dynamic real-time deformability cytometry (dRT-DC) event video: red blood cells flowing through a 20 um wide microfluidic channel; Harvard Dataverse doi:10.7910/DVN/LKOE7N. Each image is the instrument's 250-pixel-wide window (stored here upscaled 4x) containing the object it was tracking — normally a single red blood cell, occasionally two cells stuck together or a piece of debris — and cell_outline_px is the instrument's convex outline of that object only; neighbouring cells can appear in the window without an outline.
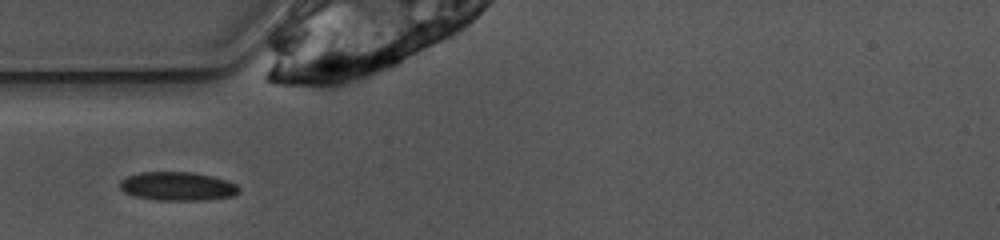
{"species": "common noctule bat (a hibernating species)", "species_latin": "Nyctalus noctula", "temperature_condition": "warm", "stored_images_in_passage": 26, "camera_frame_rate_fps": 3000, "um_per_image_px": 0.085, "animal": {"sex": "female", "body_mass_g": 10.0, "forearm_length_mm": 53.1}, "frame": {"image": 1, "passage_image": 2, "time_ms": 0.333, "image_size_px": [1000, 240], "cell_outline_px": [[240, 192], [232, 196], [204, 200], [156, 200], [136, 196], [124, 192], [120, 188], [120, 180], [128, 176], [140, 172], [192, 172], [212, 176], [228, 180], [236, 184], [240, 188]], "centroid_in_image_um": [15.11, 15.83], "position_along_channel_um": 69.9, "area_um2": 19.94}}
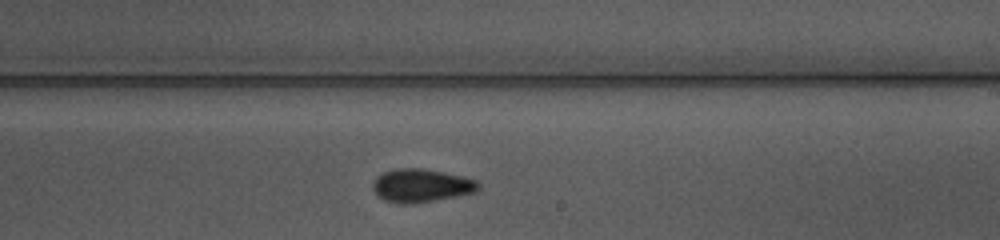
{"frame": {"image": 2, "passage_image": 16, "time_ms": 5.0, "image_size_px": [1000, 240], "cell_outline_px": [[480, 188], [476, 192], [436, 200], [408, 204], [400, 204], [384, 200], [372, 188], [372, 184], [376, 176], [384, 172], [396, 168], [420, 168], [464, 176], [476, 180], [480, 184]], "centroid_in_image_um": [35.81, 15.77], "position_along_channel_um": 253.2, "area_um2": 20.46}}
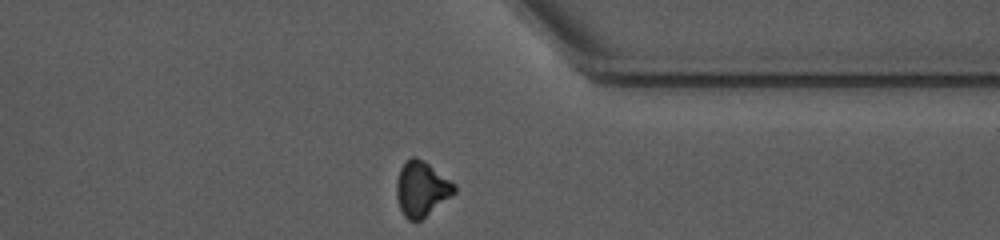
{"frame": {"image": 3, "passage_image": 26, "time_ms": 8.333, "image_size_px": [1000, 240], "cell_outline_px": [[456, 192], [420, 220], [408, 220], [404, 216], [400, 208], [396, 196], [396, 180], [400, 168], [408, 156], [416, 156], [424, 160], [456, 184]], "centroid_in_image_um": [35.81, 16.01], "position_along_channel_um": 375.6, "area_um2": 18.61}, "authors_computed_cell_mechanics": {"area_um2": 20.0855, "velocity_mm_per_s": 3.8915, "shape_relaxation_time_tau1_ms": 4.2242, "shape_relaxation_time_tau2_ms": 3.4057, "deformation_change_tau1": 0.1165, "deformation_change_tau2": 0.0925}}